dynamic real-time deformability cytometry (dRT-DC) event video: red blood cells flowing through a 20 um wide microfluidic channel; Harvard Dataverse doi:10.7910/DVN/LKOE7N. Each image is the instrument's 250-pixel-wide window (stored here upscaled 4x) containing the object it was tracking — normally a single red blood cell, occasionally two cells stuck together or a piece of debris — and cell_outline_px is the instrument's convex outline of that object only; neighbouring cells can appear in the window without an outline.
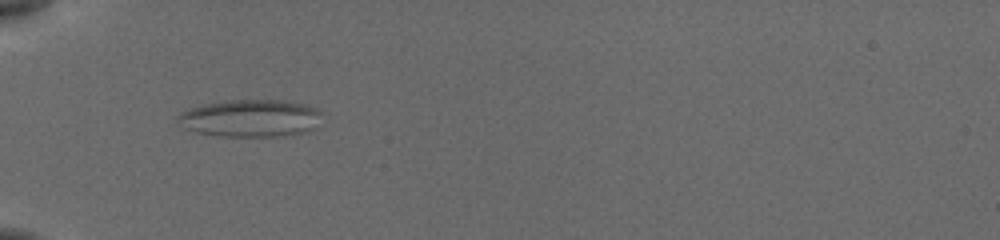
{"species": "common noctule bat (a hibernating species)", "species_latin": "Nyctalus noctula", "temperature_condition": "cold", "stored_images_in_passage": 8, "camera_frame_rate_fps": 3000, "um_per_image_px": 0.085, "animal": {"sex": "female", "body_mass_g": 19.5, "forearm_length_mm": 54.1}, "frame": {"image": 1, "passage_image": 3, "time_ms": 1.333, "image_size_px": [1000, 240], "cell_outline_px": [[320, 112], [316, 128], [308, 132], [284, 136], [220, 136], [196, 132], [184, 128], [176, 120], [176, 116], [180, 112], [192, 108], [208, 104], [236, 100], [280, 100], [304, 104], [316, 108]], "centroid_in_image_um": [21.3, 10.07], "position_along_channel_um": 63.7, "area_um2": 31.21}}
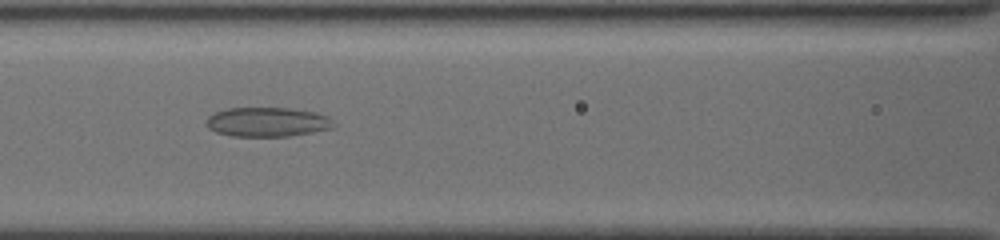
{"frame": {"image": 2, "passage_image": 7, "time_ms": 3.667, "image_size_px": [1000, 240], "cell_outline_px": [[336, 124], [332, 128], [312, 132], [288, 136], [232, 136], [216, 132], [208, 128], [208, 116], [216, 112], [228, 108], [288, 108], [316, 112], [328, 116]], "centroid_in_image_um": [22.76, 10.37], "position_along_channel_um": 143.8, "area_um2": 21.68}}
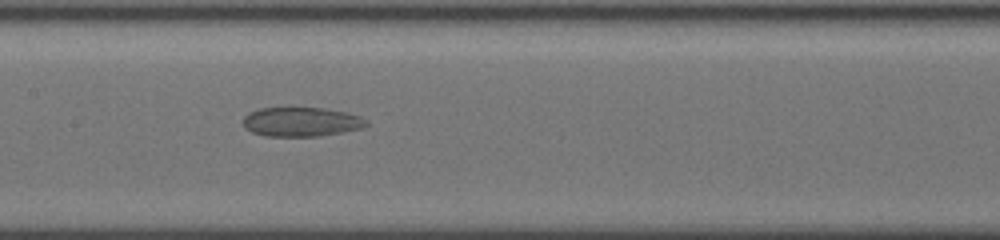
{"frame": {"image": 3, "passage_image": 8, "time_ms": 4.667, "image_size_px": [1000, 240], "cell_outline_px": [[368, 124], [364, 128], [344, 132], [320, 136], [264, 136], [252, 132], [244, 128], [244, 116], [248, 112], [260, 108], [320, 108], [344, 112], [360, 116]], "centroid_in_image_um": [25.58, 10.37], "position_along_channel_um": 181.8, "area_um2": 20.98}}